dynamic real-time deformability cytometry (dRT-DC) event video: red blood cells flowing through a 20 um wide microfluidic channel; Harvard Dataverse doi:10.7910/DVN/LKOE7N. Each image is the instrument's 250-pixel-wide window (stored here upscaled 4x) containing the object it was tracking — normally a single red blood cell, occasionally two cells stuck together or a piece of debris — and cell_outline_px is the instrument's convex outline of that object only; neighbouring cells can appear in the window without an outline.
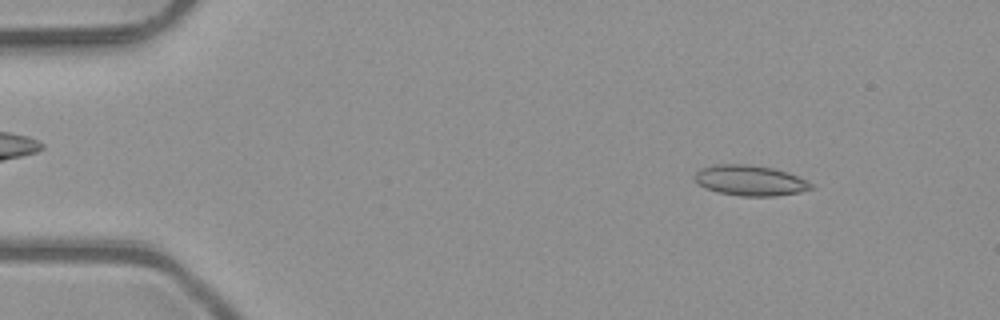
{"species": "common noctule bat (a hibernating species)", "species_latin": "Nyctalus noctula", "temperature_condition": "room temperature", "stored_images_in_passage": 3, "camera_frame_rate_fps": 3000, "um_per_image_px": 0.085, "animal": {"sex": "male", "body_mass_g": 23.1, "forearm_length_mm": 52.7}, "frame": {"image": 1, "passage_image": 1, "time_ms": 0.0, "image_size_px": [1000, 320], "cell_outline_px": [[816, 188], [800, 192], [776, 196], [740, 196], [720, 192], [704, 188], [696, 180], [696, 172], [700, 168], [716, 164], [744, 164], [772, 168], [796, 176], [812, 184]], "centroid_in_image_um": [63.76, 15.35], "position_along_channel_um": 21.2, "area_um2": 20.35}}